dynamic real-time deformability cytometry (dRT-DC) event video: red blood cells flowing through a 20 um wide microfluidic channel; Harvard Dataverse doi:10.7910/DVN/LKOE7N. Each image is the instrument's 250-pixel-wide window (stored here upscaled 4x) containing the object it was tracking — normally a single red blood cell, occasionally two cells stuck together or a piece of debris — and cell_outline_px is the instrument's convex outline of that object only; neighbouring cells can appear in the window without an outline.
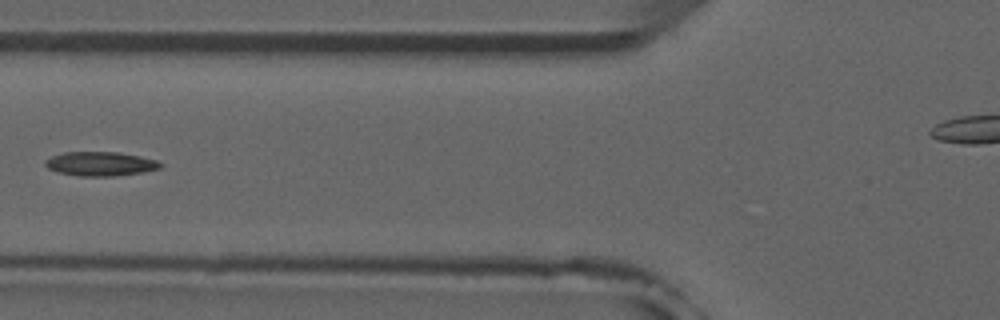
{"species": "common noctule bat (a hibernating species)", "species_latin": "Nyctalus noctula", "temperature_condition": "room temperature", "stored_images_in_passage": 7, "camera_frame_rate_fps": 3000, "um_per_image_px": 0.085, "animal": {"sex": "male", "forearm_length_mm": 52.5}, "frame": {"image": 1, "passage_image": 5, "time_ms": 5.667, "image_size_px": [1000, 320], "cell_outline_px": [[164, 164], [160, 168], [140, 172], [112, 176], [80, 176], [56, 172], [48, 168], [44, 164], [44, 160], [52, 156], [64, 152], [120, 152], [140, 156], [156, 160]], "centroid_in_image_um": [8.5, 13.92], "position_along_channel_um": 117.3, "area_um2": 16.18}}
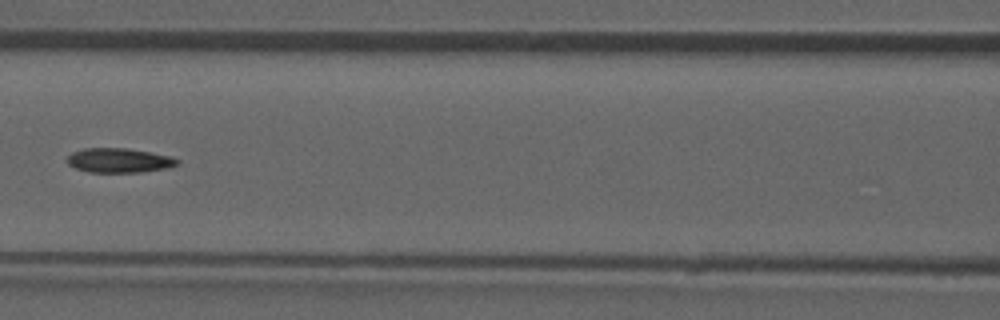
{"frame": {"image": 2, "passage_image": 6, "time_ms": 6.667, "image_size_px": [1000, 320], "cell_outline_px": [[180, 164], [168, 168], [140, 172], [88, 172], [76, 168], [68, 164], [68, 156], [72, 152], [84, 148], [128, 148], [152, 152], [172, 156], [180, 160]], "centroid_in_image_um": [10.18, 13.63], "position_along_channel_um": 156.4, "area_um2": 15.84}}